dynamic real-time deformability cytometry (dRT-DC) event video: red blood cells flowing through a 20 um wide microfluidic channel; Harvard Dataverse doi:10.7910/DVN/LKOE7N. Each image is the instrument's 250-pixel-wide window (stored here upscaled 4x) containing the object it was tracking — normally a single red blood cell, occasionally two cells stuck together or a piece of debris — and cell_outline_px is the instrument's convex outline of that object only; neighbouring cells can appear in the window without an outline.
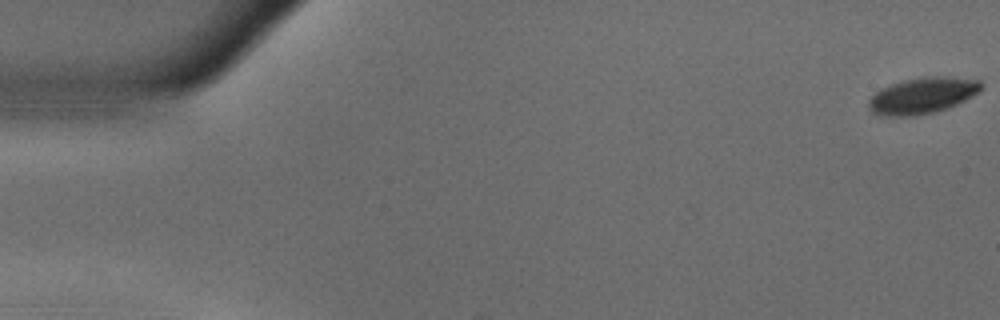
{"species": "common noctule bat (a hibernating species)", "species_latin": "Nyctalus noctula", "temperature_condition": "warm", "stored_images_in_passage": 9, "camera_frame_rate_fps": 3000, "um_per_image_px": 0.085, "animal": {"sex": "male", "body_mass_g": 18.8}, "frame": {"image": 1, "passage_image": 1, "time_ms": 0.0, "image_size_px": [1000, 320], "cell_outline_px": [[984, 88], [980, 92], [948, 108], [936, 112], [916, 116], [888, 116], [872, 112], [868, 108], [868, 100], [880, 88], [904, 80], [924, 76], [948, 76], [980, 80], [984, 84]], "centroid_in_image_um": [78.45, 8.11], "position_along_channel_um": 6.6, "area_um2": 23.99}}